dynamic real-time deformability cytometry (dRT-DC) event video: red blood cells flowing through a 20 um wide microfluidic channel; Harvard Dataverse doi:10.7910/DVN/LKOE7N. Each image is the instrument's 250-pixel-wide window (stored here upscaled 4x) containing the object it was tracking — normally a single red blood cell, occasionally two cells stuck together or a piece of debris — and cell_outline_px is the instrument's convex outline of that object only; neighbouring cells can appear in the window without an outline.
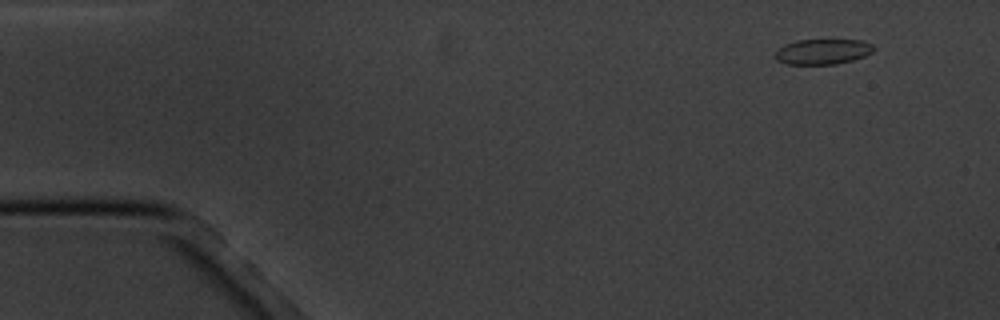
{"species": "common noctule bat (a hibernating species)", "species_latin": "Nyctalus noctula", "temperature_condition": "cold", "stored_images_in_passage": 5, "camera_frame_rate_fps": 3000, "um_per_image_px": 0.085, "animal": {"sex": "male", "body_mass_g": 20.1, "forearm_length_mm": 53.5}, "frame": {"image": 1, "passage_image": 1, "time_ms": 0.0, "image_size_px": [1000, 320], "cell_outline_px": [[872, 52], [864, 56], [852, 60], [836, 64], [784, 64], [776, 60], [776, 52], [784, 44], [796, 40], [860, 40], [872, 44]], "centroid_in_image_um": [69.9, 4.39], "position_along_channel_um": 15.1, "area_um2": 14.39}}
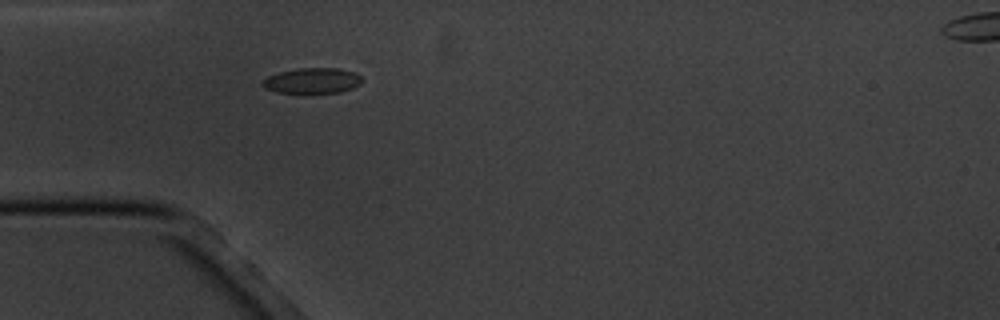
{"frame": {"image": 2, "passage_image": 4, "time_ms": 4.0, "image_size_px": [1000, 320], "cell_outline_px": [[364, 80], [360, 84], [352, 88], [340, 92], [276, 92], [264, 88], [260, 84], [268, 76], [280, 72], [300, 68], [340, 68], [352, 72], [360, 76]], "centroid_in_image_um": [26.55, 6.85], "position_along_channel_um": 58.5, "area_um2": 14.57}}